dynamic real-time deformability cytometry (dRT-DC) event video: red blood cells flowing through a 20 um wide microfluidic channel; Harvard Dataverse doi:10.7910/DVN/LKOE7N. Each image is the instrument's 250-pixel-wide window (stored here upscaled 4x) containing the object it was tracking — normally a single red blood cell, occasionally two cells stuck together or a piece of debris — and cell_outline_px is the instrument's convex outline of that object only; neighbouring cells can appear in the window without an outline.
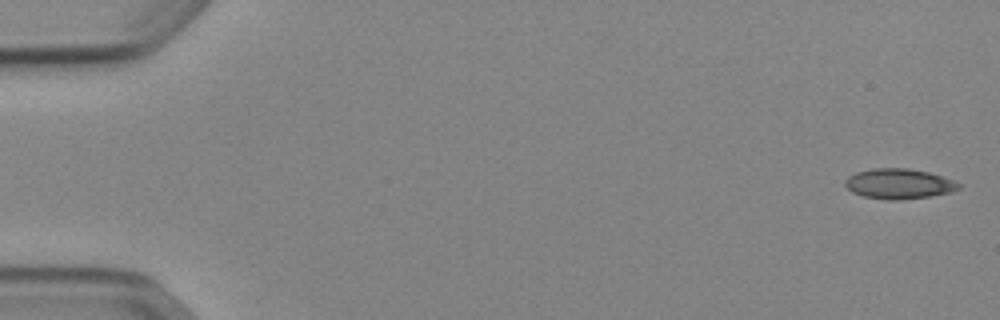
{"species": "Egyptian fruit bat (a non-hibernating species)", "species_latin": "Rousettus aegyptiacus", "temperature_condition": "cold", "stored_images_in_passage": 14, "camera_frame_rate_fps": 3000, "um_per_image_px": 0.085, "animal": {"sex": "female"}, "frame": {"image": 1, "passage_image": 1, "time_ms": 0.0, "image_size_px": [1000, 320], "cell_outline_px": [[964, 184], [960, 188], [952, 192], [928, 196], [900, 200], [888, 200], [864, 196], [852, 192], [844, 184], [844, 180], [848, 176], [856, 172], [872, 168], [908, 168], [928, 172], [944, 176]], "centroid_in_image_um": [76.44, 15.61], "position_along_channel_um": 8.6, "area_um2": 20.17}}